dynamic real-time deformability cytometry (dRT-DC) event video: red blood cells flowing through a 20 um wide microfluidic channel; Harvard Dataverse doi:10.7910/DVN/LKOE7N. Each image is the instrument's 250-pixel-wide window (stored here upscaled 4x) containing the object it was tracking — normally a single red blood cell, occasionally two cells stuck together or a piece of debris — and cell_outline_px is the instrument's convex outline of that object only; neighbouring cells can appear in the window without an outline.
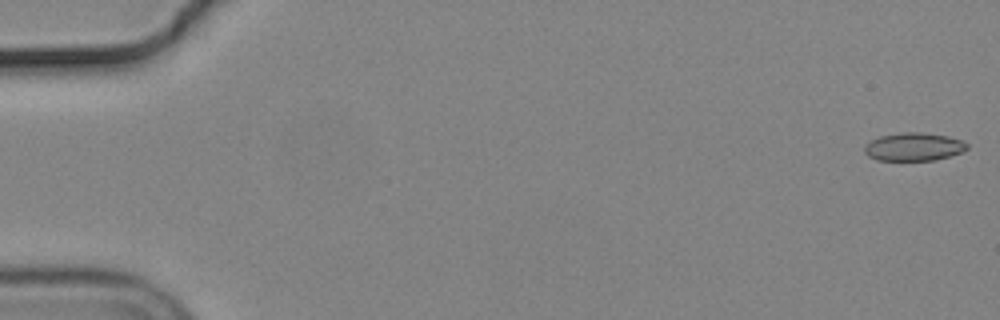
{"species": "common noctule bat (a hibernating species)", "species_latin": "Nyctalus noctula", "temperature_condition": "cold", "stored_images_in_passage": 56, "camera_frame_rate_fps": 3000, "um_per_image_px": 0.085, "animal": {"sex": "male", "body_mass_g": 19.2, "forearm_length_mm": 51.8}, "frame": {"image": 1, "passage_image": 1, "time_ms": 0.0, "image_size_px": [1000, 320], "cell_outline_px": [[968, 148], [960, 152], [936, 160], [876, 160], [868, 156], [864, 152], [864, 144], [880, 136], [904, 132], [920, 132], [948, 136], [960, 140], [968, 144]], "centroid_in_image_um": [77.63, 12.48], "position_along_channel_um": 7.4, "area_um2": 16.7}}
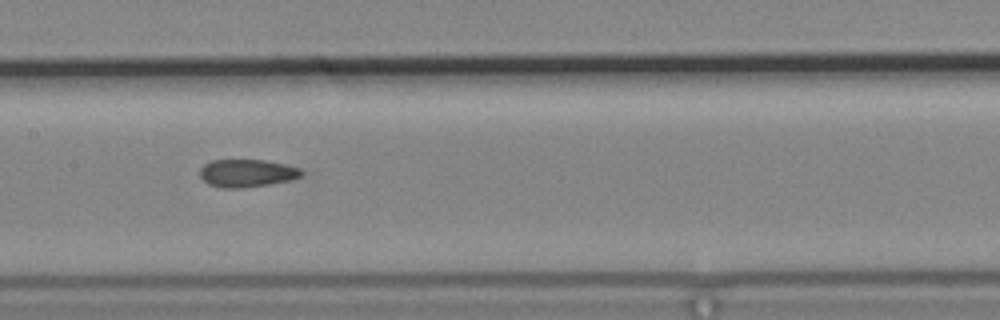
{"frame": {"image": 2, "passage_image": 28, "time_ms": 9.0, "image_size_px": [1000, 320], "cell_outline_px": [[304, 172], [300, 176], [292, 180], [244, 188], [220, 188], [208, 184], [200, 176], [200, 168], [204, 164], [212, 160], [264, 160], [284, 164], [300, 168]], "centroid_in_image_um": [20.98, 14.72], "position_along_channel_um": 186.4, "area_um2": 16.47}}
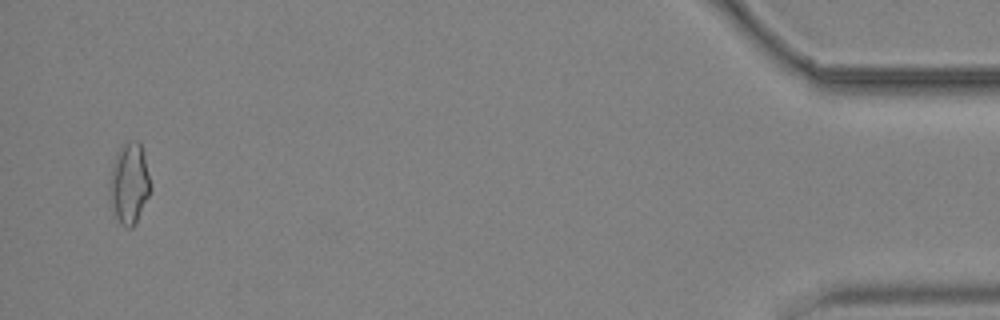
{"frame": {"image": 3, "passage_image": 54, "time_ms": 17.667, "image_size_px": [1000, 320], "cell_outline_px": [[152, 188], [136, 224], [132, 228], [124, 228], [120, 224], [116, 216], [108, 196], [108, 184], [112, 164], [116, 152], [124, 144], [132, 140], [136, 140], [140, 144], [144, 156]], "centroid_in_image_um": [10.97, 15.63], "position_along_channel_um": 424.2, "area_um2": 19.54}, "authors_computed_cell_mechanics": {"area_um2": 16.8776, "velocity_mm_per_s": 3.7155, "shape_relaxation_time_tau1_ms": null, "shape_relaxation_time_tau2_ms": 2.9193, "deformation_change_tau1": null, "deformation_change_tau2": 0.0652}}